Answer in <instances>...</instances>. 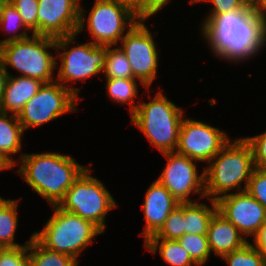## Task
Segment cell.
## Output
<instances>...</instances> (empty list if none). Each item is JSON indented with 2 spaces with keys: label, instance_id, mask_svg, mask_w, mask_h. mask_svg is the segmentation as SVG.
Instances as JSON below:
<instances>
[{
  "label": "cell",
  "instance_id": "cell-1",
  "mask_svg": "<svg viewBox=\"0 0 266 266\" xmlns=\"http://www.w3.org/2000/svg\"><path fill=\"white\" fill-rule=\"evenodd\" d=\"M200 31L216 58L235 64L256 57L266 45V32L253 5L214 16Z\"/></svg>",
  "mask_w": 266,
  "mask_h": 266
},
{
  "label": "cell",
  "instance_id": "cell-2",
  "mask_svg": "<svg viewBox=\"0 0 266 266\" xmlns=\"http://www.w3.org/2000/svg\"><path fill=\"white\" fill-rule=\"evenodd\" d=\"M19 156L21 166L16 172L50 206L60 203L68 188L87 168L72 156L57 152L21 153Z\"/></svg>",
  "mask_w": 266,
  "mask_h": 266
},
{
  "label": "cell",
  "instance_id": "cell-3",
  "mask_svg": "<svg viewBox=\"0 0 266 266\" xmlns=\"http://www.w3.org/2000/svg\"><path fill=\"white\" fill-rule=\"evenodd\" d=\"M232 140L204 168L205 197L209 200L217 201L233 190L245 191L255 169L250 143L244 137Z\"/></svg>",
  "mask_w": 266,
  "mask_h": 266
},
{
  "label": "cell",
  "instance_id": "cell-4",
  "mask_svg": "<svg viewBox=\"0 0 266 266\" xmlns=\"http://www.w3.org/2000/svg\"><path fill=\"white\" fill-rule=\"evenodd\" d=\"M149 102L139 101L130 115V122L140 130L161 154L174 152L184 119L183 109L170 101L162 91L155 93Z\"/></svg>",
  "mask_w": 266,
  "mask_h": 266
},
{
  "label": "cell",
  "instance_id": "cell-5",
  "mask_svg": "<svg viewBox=\"0 0 266 266\" xmlns=\"http://www.w3.org/2000/svg\"><path fill=\"white\" fill-rule=\"evenodd\" d=\"M76 36L78 35L75 33L55 39L54 52H57L58 71L55 81L60 82L80 99V88H73L70 83L84 82L92 76L101 75L105 68L107 46L95 45L89 41L72 47ZM58 58L60 63L57 61Z\"/></svg>",
  "mask_w": 266,
  "mask_h": 266
},
{
  "label": "cell",
  "instance_id": "cell-6",
  "mask_svg": "<svg viewBox=\"0 0 266 266\" xmlns=\"http://www.w3.org/2000/svg\"><path fill=\"white\" fill-rule=\"evenodd\" d=\"M44 228L33 232V236L47 249L67 254L78 261L95 236L103 232L92 222L70 212H66L57 205Z\"/></svg>",
  "mask_w": 266,
  "mask_h": 266
},
{
  "label": "cell",
  "instance_id": "cell-7",
  "mask_svg": "<svg viewBox=\"0 0 266 266\" xmlns=\"http://www.w3.org/2000/svg\"><path fill=\"white\" fill-rule=\"evenodd\" d=\"M55 39L31 34L23 40L7 42L0 46V59L8 72V66L19 72V76L38 79L44 83L55 81Z\"/></svg>",
  "mask_w": 266,
  "mask_h": 266
},
{
  "label": "cell",
  "instance_id": "cell-8",
  "mask_svg": "<svg viewBox=\"0 0 266 266\" xmlns=\"http://www.w3.org/2000/svg\"><path fill=\"white\" fill-rule=\"evenodd\" d=\"M86 13L80 5L76 34L79 35L87 27L89 37L94 39L91 42L100 46H118L130 28L140 20L128 5L119 0H95L88 17Z\"/></svg>",
  "mask_w": 266,
  "mask_h": 266
},
{
  "label": "cell",
  "instance_id": "cell-9",
  "mask_svg": "<svg viewBox=\"0 0 266 266\" xmlns=\"http://www.w3.org/2000/svg\"><path fill=\"white\" fill-rule=\"evenodd\" d=\"M90 173L92 169L87 167L57 206L92 222L104 233L106 215L118 205L104 183Z\"/></svg>",
  "mask_w": 266,
  "mask_h": 266
},
{
  "label": "cell",
  "instance_id": "cell-10",
  "mask_svg": "<svg viewBox=\"0 0 266 266\" xmlns=\"http://www.w3.org/2000/svg\"><path fill=\"white\" fill-rule=\"evenodd\" d=\"M79 98L60 82L44 83L17 115L24 132L51 122L63 114L77 111Z\"/></svg>",
  "mask_w": 266,
  "mask_h": 266
},
{
  "label": "cell",
  "instance_id": "cell-11",
  "mask_svg": "<svg viewBox=\"0 0 266 266\" xmlns=\"http://www.w3.org/2000/svg\"><path fill=\"white\" fill-rule=\"evenodd\" d=\"M146 21L136 22L119 42V48L130 63L133 76L147 91L157 77L159 51Z\"/></svg>",
  "mask_w": 266,
  "mask_h": 266
},
{
  "label": "cell",
  "instance_id": "cell-12",
  "mask_svg": "<svg viewBox=\"0 0 266 266\" xmlns=\"http://www.w3.org/2000/svg\"><path fill=\"white\" fill-rule=\"evenodd\" d=\"M167 163L157 180L165 186L179 203L193 202L191 195L205 198L204 170L198 172V161L177 152L162 154Z\"/></svg>",
  "mask_w": 266,
  "mask_h": 266
},
{
  "label": "cell",
  "instance_id": "cell-13",
  "mask_svg": "<svg viewBox=\"0 0 266 266\" xmlns=\"http://www.w3.org/2000/svg\"><path fill=\"white\" fill-rule=\"evenodd\" d=\"M226 131L206 122L184 117L175 152L200 162H209L230 140Z\"/></svg>",
  "mask_w": 266,
  "mask_h": 266
},
{
  "label": "cell",
  "instance_id": "cell-14",
  "mask_svg": "<svg viewBox=\"0 0 266 266\" xmlns=\"http://www.w3.org/2000/svg\"><path fill=\"white\" fill-rule=\"evenodd\" d=\"M216 203L218 212L244 237L253 238L266 222V209L246 190L224 195Z\"/></svg>",
  "mask_w": 266,
  "mask_h": 266
},
{
  "label": "cell",
  "instance_id": "cell-15",
  "mask_svg": "<svg viewBox=\"0 0 266 266\" xmlns=\"http://www.w3.org/2000/svg\"><path fill=\"white\" fill-rule=\"evenodd\" d=\"M82 0H38V35L54 39L75 34Z\"/></svg>",
  "mask_w": 266,
  "mask_h": 266
},
{
  "label": "cell",
  "instance_id": "cell-16",
  "mask_svg": "<svg viewBox=\"0 0 266 266\" xmlns=\"http://www.w3.org/2000/svg\"><path fill=\"white\" fill-rule=\"evenodd\" d=\"M178 204L171 192L157 179L152 182L142 204L145 228L139 235L144 237V241L160 230L166 218Z\"/></svg>",
  "mask_w": 266,
  "mask_h": 266
},
{
  "label": "cell",
  "instance_id": "cell-17",
  "mask_svg": "<svg viewBox=\"0 0 266 266\" xmlns=\"http://www.w3.org/2000/svg\"><path fill=\"white\" fill-rule=\"evenodd\" d=\"M207 241L211 253L213 252L220 258L248 242L239 230L218 211L210 221Z\"/></svg>",
  "mask_w": 266,
  "mask_h": 266
},
{
  "label": "cell",
  "instance_id": "cell-18",
  "mask_svg": "<svg viewBox=\"0 0 266 266\" xmlns=\"http://www.w3.org/2000/svg\"><path fill=\"white\" fill-rule=\"evenodd\" d=\"M44 82L25 76L9 75L0 102V112L18 115L25 103L42 87Z\"/></svg>",
  "mask_w": 266,
  "mask_h": 266
},
{
  "label": "cell",
  "instance_id": "cell-19",
  "mask_svg": "<svg viewBox=\"0 0 266 266\" xmlns=\"http://www.w3.org/2000/svg\"><path fill=\"white\" fill-rule=\"evenodd\" d=\"M23 136L24 130L17 115L0 112V163L7 170L18 165L14 154H19Z\"/></svg>",
  "mask_w": 266,
  "mask_h": 266
},
{
  "label": "cell",
  "instance_id": "cell-20",
  "mask_svg": "<svg viewBox=\"0 0 266 266\" xmlns=\"http://www.w3.org/2000/svg\"><path fill=\"white\" fill-rule=\"evenodd\" d=\"M211 204L200 200L184 203V231L185 234L207 235L208 227L213 215L218 211L217 203L210 200Z\"/></svg>",
  "mask_w": 266,
  "mask_h": 266
},
{
  "label": "cell",
  "instance_id": "cell-21",
  "mask_svg": "<svg viewBox=\"0 0 266 266\" xmlns=\"http://www.w3.org/2000/svg\"><path fill=\"white\" fill-rule=\"evenodd\" d=\"M144 247L153 255L159 252L163 262L170 266H198L178 240L148 238Z\"/></svg>",
  "mask_w": 266,
  "mask_h": 266
},
{
  "label": "cell",
  "instance_id": "cell-22",
  "mask_svg": "<svg viewBox=\"0 0 266 266\" xmlns=\"http://www.w3.org/2000/svg\"><path fill=\"white\" fill-rule=\"evenodd\" d=\"M19 200L5 199L0 196V243L5 248L28 246L29 243V240L24 245L15 242Z\"/></svg>",
  "mask_w": 266,
  "mask_h": 266
},
{
  "label": "cell",
  "instance_id": "cell-23",
  "mask_svg": "<svg viewBox=\"0 0 266 266\" xmlns=\"http://www.w3.org/2000/svg\"><path fill=\"white\" fill-rule=\"evenodd\" d=\"M28 252L30 266H78L80 262L67 254L47 249L33 234L29 239Z\"/></svg>",
  "mask_w": 266,
  "mask_h": 266
},
{
  "label": "cell",
  "instance_id": "cell-24",
  "mask_svg": "<svg viewBox=\"0 0 266 266\" xmlns=\"http://www.w3.org/2000/svg\"><path fill=\"white\" fill-rule=\"evenodd\" d=\"M106 92L113 102L121 105L129 104L130 115L137 109L134 103L138 95V82L135 78H105Z\"/></svg>",
  "mask_w": 266,
  "mask_h": 266
},
{
  "label": "cell",
  "instance_id": "cell-25",
  "mask_svg": "<svg viewBox=\"0 0 266 266\" xmlns=\"http://www.w3.org/2000/svg\"><path fill=\"white\" fill-rule=\"evenodd\" d=\"M0 29L9 36L0 40V46L7 42L26 39L30 37L28 32H31L23 22L22 16L9 1L0 10Z\"/></svg>",
  "mask_w": 266,
  "mask_h": 266
},
{
  "label": "cell",
  "instance_id": "cell-26",
  "mask_svg": "<svg viewBox=\"0 0 266 266\" xmlns=\"http://www.w3.org/2000/svg\"><path fill=\"white\" fill-rule=\"evenodd\" d=\"M105 78H135L126 55L119 47L107 46Z\"/></svg>",
  "mask_w": 266,
  "mask_h": 266
},
{
  "label": "cell",
  "instance_id": "cell-27",
  "mask_svg": "<svg viewBox=\"0 0 266 266\" xmlns=\"http://www.w3.org/2000/svg\"><path fill=\"white\" fill-rule=\"evenodd\" d=\"M177 240L198 266H202L209 260L211 250L207 235L184 234Z\"/></svg>",
  "mask_w": 266,
  "mask_h": 266
},
{
  "label": "cell",
  "instance_id": "cell-28",
  "mask_svg": "<svg viewBox=\"0 0 266 266\" xmlns=\"http://www.w3.org/2000/svg\"><path fill=\"white\" fill-rule=\"evenodd\" d=\"M229 266H266V258L251 243L221 257Z\"/></svg>",
  "mask_w": 266,
  "mask_h": 266
},
{
  "label": "cell",
  "instance_id": "cell-29",
  "mask_svg": "<svg viewBox=\"0 0 266 266\" xmlns=\"http://www.w3.org/2000/svg\"><path fill=\"white\" fill-rule=\"evenodd\" d=\"M184 234V203H179L166 218L160 230L150 238L177 240Z\"/></svg>",
  "mask_w": 266,
  "mask_h": 266
},
{
  "label": "cell",
  "instance_id": "cell-30",
  "mask_svg": "<svg viewBox=\"0 0 266 266\" xmlns=\"http://www.w3.org/2000/svg\"><path fill=\"white\" fill-rule=\"evenodd\" d=\"M198 2L211 3V11L203 20L200 29L214 16L227 13L230 11H245L252 6V0H190V5Z\"/></svg>",
  "mask_w": 266,
  "mask_h": 266
},
{
  "label": "cell",
  "instance_id": "cell-31",
  "mask_svg": "<svg viewBox=\"0 0 266 266\" xmlns=\"http://www.w3.org/2000/svg\"><path fill=\"white\" fill-rule=\"evenodd\" d=\"M22 16L23 22L32 34L38 35V0H8Z\"/></svg>",
  "mask_w": 266,
  "mask_h": 266
},
{
  "label": "cell",
  "instance_id": "cell-32",
  "mask_svg": "<svg viewBox=\"0 0 266 266\" xmlns=\"http://www.w3.org/2000/svg\"><path fill=\"white\" fill-rule=\"evenodd\" d=\"M246 191L266 209V170H253Z\"/></svg>",
  "mask_w": 266,
  "mask_h": 266
},
{
  "label": "cell",
  "instance_id": "cell-33",
  "mask_svg": "<svg viewBox=\"0 0 266 266\" xmlns=\"http://www.w3.org/2000/svg\"><path fill=\"white\" fill-rule=\"evenodd\" d=\"M0 266H30L28 246L4 248L0 253Z\"/></svg>",
  "mask_w": 266,
  "mask_h": 266
},
{
  "label": "cell",
  "instance_id": "cell-34",
  "mask_svg": "<svg viewBox=\"0 0 266 266\" xmlns=\"http://www.w3.org/2000/svg\"><path fill=\"white\" fill-rule=\"evenodd\" d=\"M245 139L252 147L255 168L266 170V131Z\"/></svg>",
  "mask_w": 266,
  "mask_h": 266
},
{
  "label": "cell",
  "instance_id": "cell-35",
  "mask_svg": "<svg viewBox=\"0 0 266 266\" xmlns=\"http://www.w3.org/2000/svg\"><path fill=\"white\" fill-rule=\"evenodd\" d=\"M171 0H142V19L156 15L164 8Z\"/></svg>",
  "mask_w": 266,
  "mask_h": 266
},
{
  "label": "cell",
  "instance_id": "cell-36",
  "mask_svg": "<svg viewBox=\"0 0 266 266\" xmlns=\"http://www.w3.org/2000/svg\"><path fill=\"white\" fill-rule=\"evenodd\" d=\"M252 242L254 243L252 245L266 258V222L260 227L258 233L253 237Z\"/></svg>",
  "mask_w": 266,
  "mask_h": 266
},
{
  "label": "cell",
  "instance_id": "cell-37",
  "mask_svg": "<svg viewBox=\"0 0 266 266\" xmlns=\"http://www.w3.org/2000/svg\"><path fill=\"white\" fill-rule=\"evenodd\" d=\"M252 5L266 32V0H252Z\"/></svg>",
  "mask_w": 266,
  "mask_h": 266
},
{
  "label": "cell",
  "instance_id": "cell-38",
  "mask_svg": "<svg viewBox=\"0 0 266 266\" xmlns=\"http://www.w3.org/2000/svg\"><path fill=\"white\" fill-rule=\"evenodd\" d=\"M9 75L10 73L7 72L3 65V62L0 59V102L4 94Z\"/></svg>",
  "mask_w": 266,
  "mask_h": 266
},
{
  "label": "cell",
  "instance_id": "cell-39",
  "mask_svg": "<svg viewBox=\"0 0 266 266\" xmlns=\"http://www.w3.org/2000/svg\"><path fill=\"white\" fill-rule=\"evenodd\" d=\"M121 3L128 5L135 15L142 19V0H119Z\"/></svg>",
  "mask_w": 266,
  "mask_h": 266
},
{
  "label": "cell",
  "instance_id": "cell-40",
  "mask_svg": "<svg viewBox=\"0 0 266 266\" xmlns=\"http://www.w3.org/2000/svg\"><path fill=\"white\" fill-rule=\"evenodd\" d=\"M8 2V0H0V10Z\"/></svg>",
  "mask_w": 266,
  "mask_h": 266
},
{
  "label": "cell",
  "instance_id": "cell-41",
  "mask_svg": "<svg viewBox=\"0 0 266 266\" xmlns=\"http://www.w3.org/2000/svg\"><path fill=\"white\" fill-rule=\"evenodd\" d=\"M2 170H3V171H4V170L6 171L7 169H6V168L0 163V171H2Z\"/></svg>",
  "mask_w": 266,
  "mask_h": 266
},
{
  "label": "cell",
  "instance_id": "cell-42",
  "mask_svg": "<svg viewBox=\"0 0 266 266\" xmlns=\"http://www.w3.org/2000/svg\"><path fill=\"white\" fill-rule=\"evenodd\" d=\"M5 247L3 246V244L0 243V253L1 251L4 249Z\"/></svg>",
  "mask_w": 266,
  "mask_h": 266
}]
</instances>
